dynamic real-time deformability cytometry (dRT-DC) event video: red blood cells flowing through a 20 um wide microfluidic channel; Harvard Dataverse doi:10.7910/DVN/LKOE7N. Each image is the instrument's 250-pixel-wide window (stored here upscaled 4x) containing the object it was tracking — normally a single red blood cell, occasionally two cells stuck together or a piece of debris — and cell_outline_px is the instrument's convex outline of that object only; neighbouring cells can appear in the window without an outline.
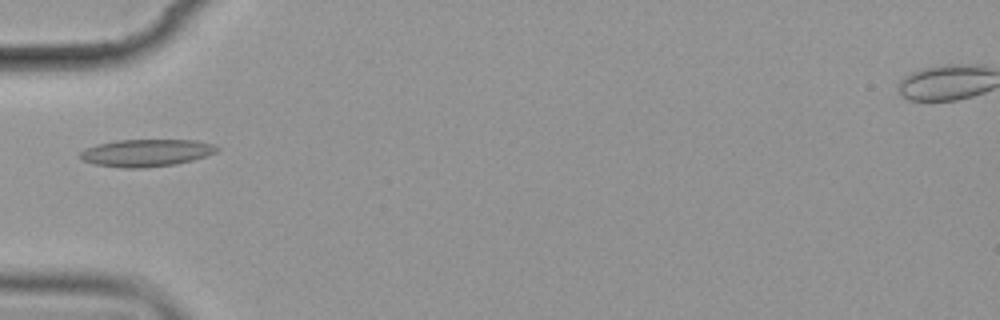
{"species": "common noctule bat (a hibernating species)", "species_latin": "Nyctalus noctula", "temperature_condition": "cold", "stored_images_in_passage": 6, "camera_frame_rate_fps": 3000, "um_per_image_px": 0.085, "animal": {"sex": "female", "body_mass_g": 19.9}, "frame": {"image": 1, "passage_image": 6, "time_ms": 5.667, "image_size_px": [1000, 320], "cell_outline_px": [[220, 148], [216, 152], [192, 160], [176, 164], [144, 168], [124, 168], [96, 164], [84, 160], [80, 156], [80, 152], [84, 148], [116, 140], [196, 140], [212, 144]], "centroid_in_image_um": [12.44, 12.99], "position_along_channel_um": 72.6, "area_um2": 21.56}}